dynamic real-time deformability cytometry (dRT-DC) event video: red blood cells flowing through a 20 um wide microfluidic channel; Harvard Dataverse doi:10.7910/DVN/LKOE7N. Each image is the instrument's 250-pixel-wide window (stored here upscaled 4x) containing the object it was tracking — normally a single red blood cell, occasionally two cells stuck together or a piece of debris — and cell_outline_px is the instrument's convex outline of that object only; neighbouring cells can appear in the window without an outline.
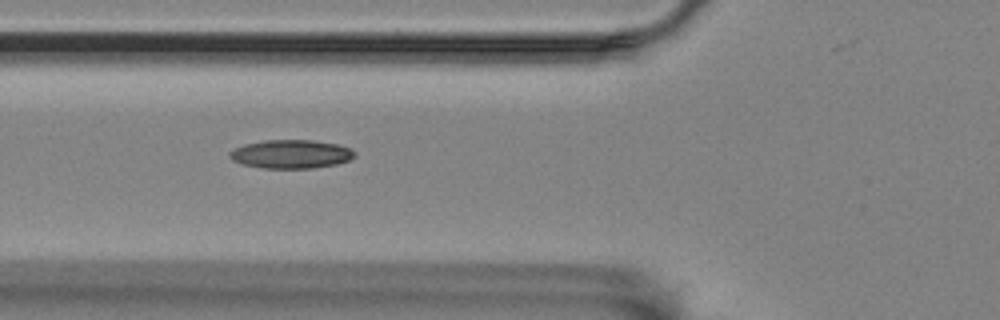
{"species": "Egyptian fruit bat (a non-hibernating species)", "species_latin": "Rousettus aegyptiacus", "temperature_condition": "room temperature", "stored_images_in_passage": 8, "segment_of_instrument_passage": [1, 2], "camera_frame_rate_fps": 3000, "um_per_image_px": 0.085, "animal": {"sex": "female"}, "frame": {"image": 1, "passage_image": 3, "time_ms": 2.333, "image_size_px": [1000, 320], "cell_outline_px": [[356, 156], [348, 160], [336, 164], [312, 168], [264, 168], [244, 164], [232, 160], [228, 156], [228, 152], [244, 144], [264, 140], [312, 140], [336, 144], [348, 148], [356, 152]], "centroid_in_image_um": [24.72, 13.09], "position_along_channel_um": 101.1, "area_um2": 20.69}}
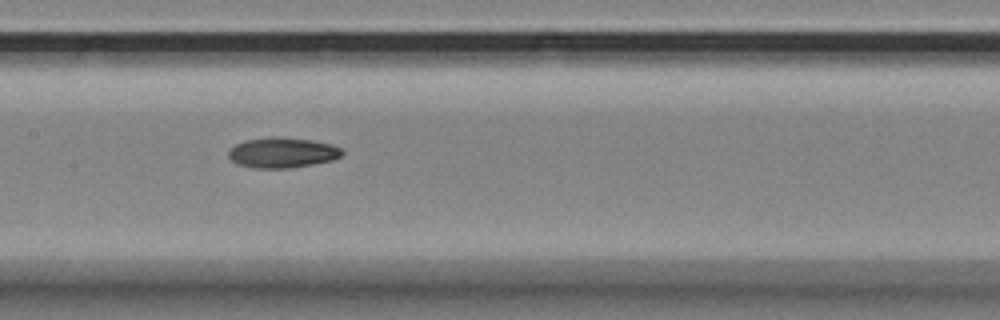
{"frame": {"image": 2, "passage_image": 5, "time_ms": 4.667, "image_size_px": [1000, 320], "cell_outline_px": [[344, 152], [340, 156], [332, 160], [312, 164], [288, 168], [256, 168], [236, 164], [228, 156], [228, 152], [236, 144], [244, 140], [268, 136], [280, 136], [312, 140], [332, 144], [340, 148]], "centroid_in_image_um": [23.98, 12.96], "position_along_channel_um": 183.4, "area_um2": 20.17}}
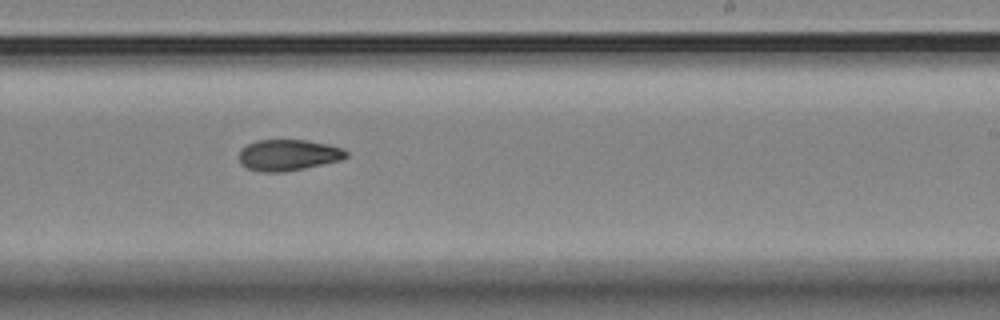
{"frame": {"image": 3, "passage_image": 7, "time_ms": 7.0, "image_size_px": [1000, 320], "cell_outline_px": [[348, 156], [340, 160], [304, 168], [284, 172], [264, 172], [248, 168], [240, 164], [240, 148], [256, 140], [308, 140], [328, 144], [344, 148], [348, 152]], "centroid_in_image_um": [24.51, 13.17], "position_along_channel_um": 264.5, "area_um2": 19.48}}